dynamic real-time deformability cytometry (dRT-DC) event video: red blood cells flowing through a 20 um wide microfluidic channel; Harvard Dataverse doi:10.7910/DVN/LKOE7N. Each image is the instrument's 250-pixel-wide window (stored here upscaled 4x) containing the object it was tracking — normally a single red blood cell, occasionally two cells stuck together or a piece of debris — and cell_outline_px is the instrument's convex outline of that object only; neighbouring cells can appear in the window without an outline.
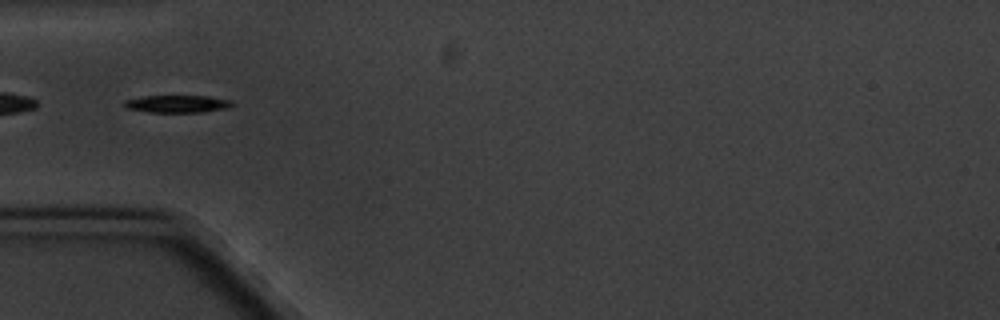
{"species": "common noctule bat (a hibernating species)", "species_latin": "Nyctalus noctula", "temperature_condition": "cold", "stored_images_in_passage": 7, "segment_of_instrument_passage": [2, 2], "camera_frame_rate_fps": 3000, "um_per_image_px": 0.085, "animal": {"sex": "male", "body_mass_g": 20.1, "forearm_length_mm": 53.5}, "frame": {"image": 1, "passage_image": 4, "time_ms": 4.333, "image_size_px": [1000, 320], "cell_outline_px": [[236, 104], [228, 108], [204, 112], [148, 112], [128, 108], [120, 104], [124, 100], [140, 96], [208, 96], [232, 100]], "centroid_in_image_um": [15.08, 8.82], "position_along_channel_um": 69.9, "area_um2": 11.16}}